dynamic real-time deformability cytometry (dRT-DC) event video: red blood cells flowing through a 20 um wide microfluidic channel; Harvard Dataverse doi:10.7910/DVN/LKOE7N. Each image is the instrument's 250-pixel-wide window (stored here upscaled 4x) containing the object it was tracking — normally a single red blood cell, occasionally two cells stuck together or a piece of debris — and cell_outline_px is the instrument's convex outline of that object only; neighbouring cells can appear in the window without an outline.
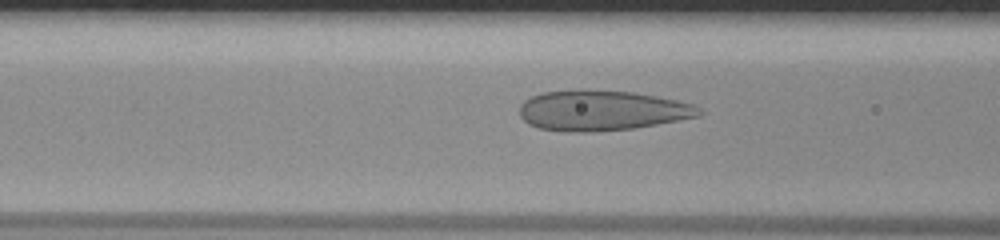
{"species": "human", "species_latin": "Homo sapiens", "temperature_condition": "room temperature", "stored_images_in_passage": 47, "camera_frame_rate_fps": 3000, "um_per_image_px": 0.085, "donor": {"sex": "male"}, "frame": {"image": 1, "passage_image": 16, "time_ms": 5.0, "image_size_px": [1000, 240], "cell_outline_px": [[704, 112], [700, 116], [656, 124], [632, 128], [596, 132], [560, 132], [540, 128], [528, 124], [520, 116], [520, 104], [524, 100], [532, 96], [544, 92], [584, 88], [588, 88], [632, 92], [656, 96], [676, 100], [692, 104], [700, 108]], "centroid_in_image_um": [51.12, 9.38], "position_along_channel_um": 115.5, "area_um2": 42.6}}
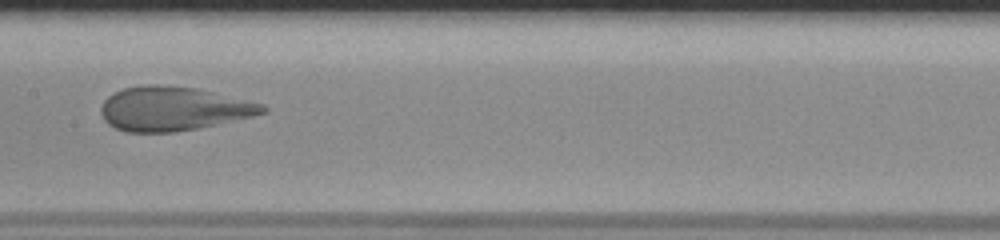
{"frame": {"image": 2, "passage_image": 22, "time_ms": 7.0, "image_size_px": [1000, 240], "cell_outline_px": [[268, 112], [252, 116], [216, 124], [196, 128], [172, 132], [124, 132], [108, 124], [104, 120], [100, 112], [100, 108], [104, 100], [112, 92], [124, 88], [144, 84], [160, 84], [196, 88], [264, 104], [268, 108]], "centroid_in_image_um": [14.68, 9.23], "position_along_channel_um": 192.7, "area_um2": 41.5}}
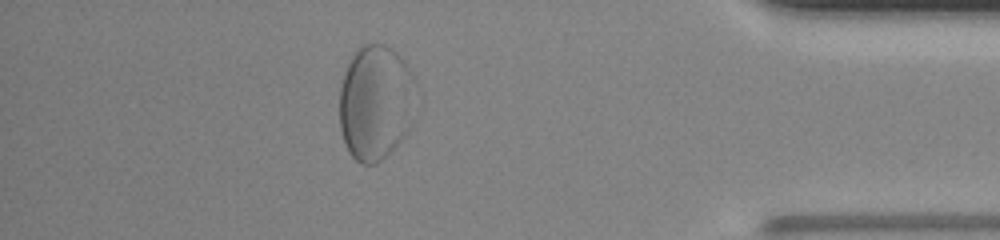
{"frame": {"image": 3, "passage_image": 41, "time_ms": 13.333, "image_size_px": [1000, 240], "cell_outline_px": [[416, 84], [412, 124], [408, 132], [376, 164], [360, 164], [348, 152], [344, 144], [340, 128], [340, 88], [344, 72], [352, 56], [364, 44], [384, 44], [392, 48], [404, 60], [412, 72], [416, 80]], "centroid_in_image_um": [31.94, 8.71], "position_along_channel_um": 403.3, "area_um2": 51.73}}